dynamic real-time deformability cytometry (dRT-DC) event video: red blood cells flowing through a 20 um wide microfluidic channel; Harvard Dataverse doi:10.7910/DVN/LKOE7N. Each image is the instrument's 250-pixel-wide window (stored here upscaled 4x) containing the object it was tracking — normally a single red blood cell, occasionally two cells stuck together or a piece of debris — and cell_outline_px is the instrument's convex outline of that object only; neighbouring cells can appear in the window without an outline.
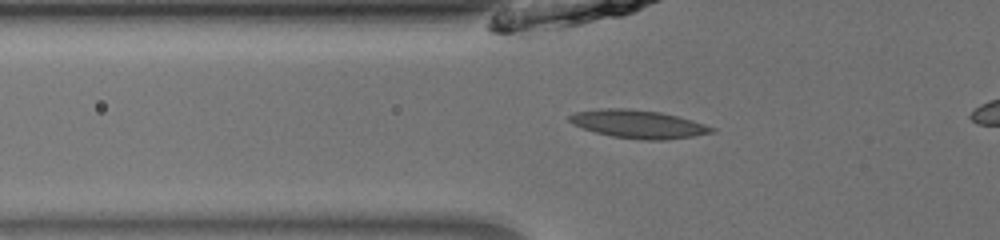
{"species": "common noctule bat (a hibernating species)", "species_latin": "Nyctalus noctula", "temperature_condition": "room temperature", "stored_images_in_passage": 21, "camera_frame_rate_fps": 3000, "um_per_image_px": 0.085, "animal": {"sex": "male", "body_mass_g": 13.0, "forearm_length_mm": 53.1}, "frame": {"image": 1, "passage_image": 18, "time_ms": 5.667, "image_size_px": [1000, 240], "cell_outline_px": [[716, 128], [712, 132], [692, 136], [664, 140], [648, 140], [612, 136], [596, 132], [572, 124], [568, 120], [568, 116], [576, 112], [600, 108], [628, 108], [660, 112], [692, 120]], "centroid_in_image_um": [54.22, 10.54], "position_along_channel_um": 71.6, "area_um2": 23.06}}